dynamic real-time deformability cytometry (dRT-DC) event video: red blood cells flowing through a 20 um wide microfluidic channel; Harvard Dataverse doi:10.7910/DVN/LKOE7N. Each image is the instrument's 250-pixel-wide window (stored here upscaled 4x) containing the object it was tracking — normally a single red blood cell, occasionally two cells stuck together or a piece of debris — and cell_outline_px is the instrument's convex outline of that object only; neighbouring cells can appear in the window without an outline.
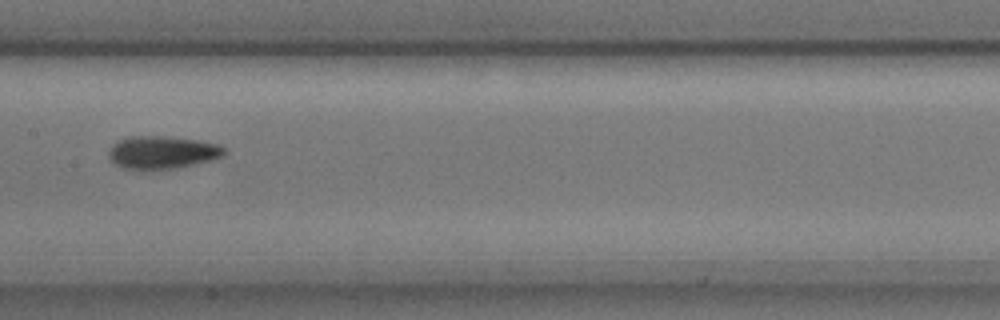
{"species": "common noctule bat (a hibernating species)", "species_latin": "Nyctalus noctula", "temperature_condition": "cold", "stored_images_in_passage": 13, "camera_frame_rate_fps": 3000, "um_per_image_px": 0.085, "animal": {"sex": "male", "body_mass_g": 17.9, "forearm_length_mm": 54.2}, "frame": {"image": 1, "passage_image": 6, "time_ms": 1.667, "image_size_px": [1000, 320], "cell_outline_px": [[224, 156], [212, 160], [172, 168], [124, 168], [116, 164], [108, 156], [108, 152], [112, 144], [116, 140], [128, 136], [164, 136], [196, 140], [216, 144], [224, 148]], "centroid_in_image_um": [13.75, 12.92], "position_along_channel_um": 193.7, "area_um2": 21.62}}
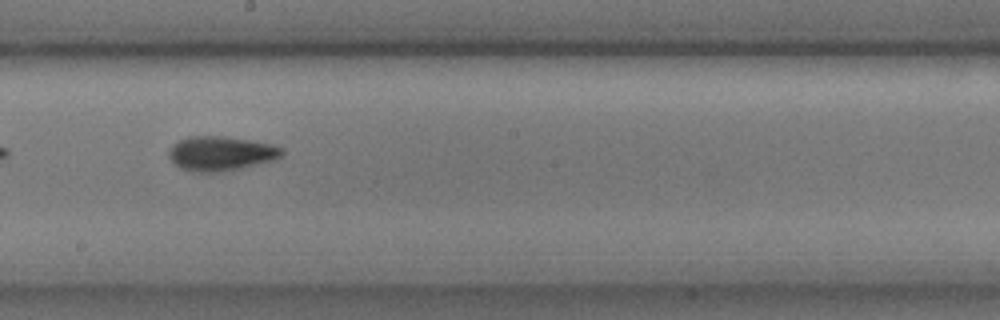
{"frame": {"image": 2, "passage_image": 7, "time_ms": 2.0, "image_size_px": [1000, 320], "cell_outline_px": [[284, 152], [280, 156], [272, 160], [240, 168], [216, 172], [192, 172], [180, 168], [168, 156], [168, 152], [172, 144], [188, 136], [224, 136], [272, 144], [284, 148]], "centroid_in_image_um": [18.74, 13.04], "position_along_channel_um": 229.5, "area_um2": 22.54}}
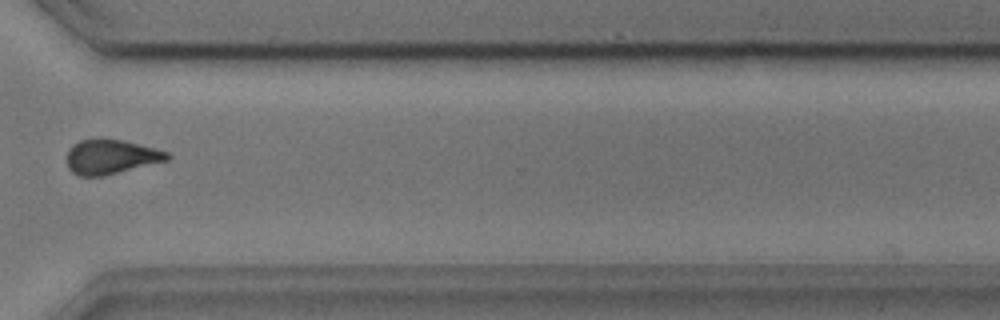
{"frame": {"image": 3, "passage_image": 10, "time_ms": 3.0, "image_size_px": [1000, 320], "cell_outline_px": [[172, 156], [168, 160], [104, 176], [80, 176], [72, 172], [68, 168], [68, 148], [72, 144], [80, 140], [124, 140], [156, 148], [168, 152]], "centroid_in_image_um": [9.45, 13.34], "position_along_channel_um": 361.2, "area_um2": 20.06}}